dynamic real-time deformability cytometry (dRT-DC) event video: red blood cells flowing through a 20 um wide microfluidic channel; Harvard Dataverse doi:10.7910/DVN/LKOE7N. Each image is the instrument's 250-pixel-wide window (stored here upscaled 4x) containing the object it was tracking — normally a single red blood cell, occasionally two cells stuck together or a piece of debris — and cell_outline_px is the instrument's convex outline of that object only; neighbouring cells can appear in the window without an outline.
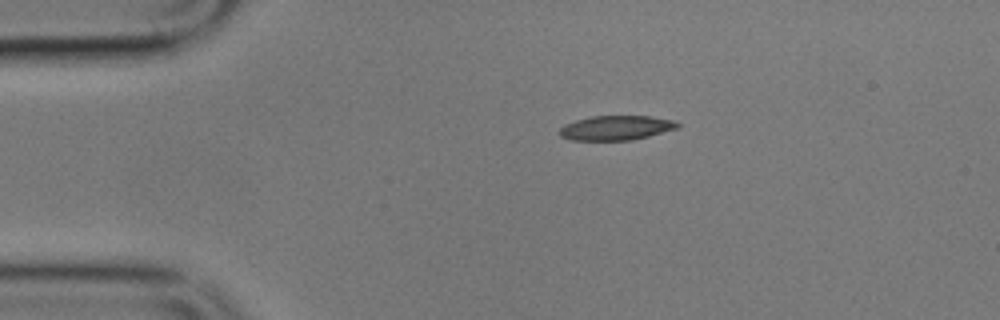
{"species": "common noctule bat (a hibernating species)", "species_latin": "Nyctalus noctula", "temperature_condition": "cold", "stored_images_in_passage": 2, "camera_frame_rate_fps": 3000, "um_per_image_px": 0.085, "animal": {"sex": "male", "body_mass_g": 17.9}, "frame": {"image": 1, "passage_image": 1, "time_ms": 0.0, "image_size_px": [1000, 320], "cell_outline_px": [[680, 128], [632, 140], [572, 140], [560, 136], [560, 128], [564, 124], [576, 120], [592, 116], [648, 116], [672, 120], [680, 124]], "centroid_in_image_um": [52.37, 10.87], "position_along_channel_um": 32.6, "area_um2": 16.82}}